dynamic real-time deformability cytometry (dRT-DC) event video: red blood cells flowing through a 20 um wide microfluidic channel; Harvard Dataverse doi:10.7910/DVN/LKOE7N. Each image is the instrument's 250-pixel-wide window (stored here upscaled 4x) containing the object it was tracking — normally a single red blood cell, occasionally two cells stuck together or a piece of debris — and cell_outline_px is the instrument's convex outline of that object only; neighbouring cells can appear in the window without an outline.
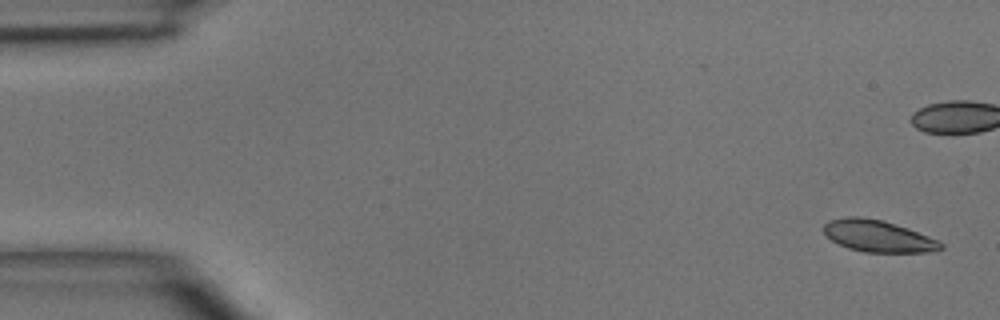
{"species": "common noctule bat (a hibernating species)", "species_latin": "Nyctalus noctula", "temperature_condition": "room temperature", "stored_images_in_passage": 6, "camera_frame_rate_fps": 3000, "um_per_image_px": 0.085, "animal": {"sex": "male", "body_mass_g": 15.6}, "frame": {"image": 1, "passage_image": 1, "time_ms": 0.0, "image_size_px": [1000, 320], "cell_outline_px": [[944, 248], [928, 252], [864, 252], [848, 248], [832, 240], [824, 232], [824, 224], [832, 220], [848, 216], [860, 216], [884, 220], [908, 228], [928, 236], [944, 244]], "centroid_in_image_um": [74.65, 20.06], "position_along_channel_um": 10.3, "area_um2": 21.5}}
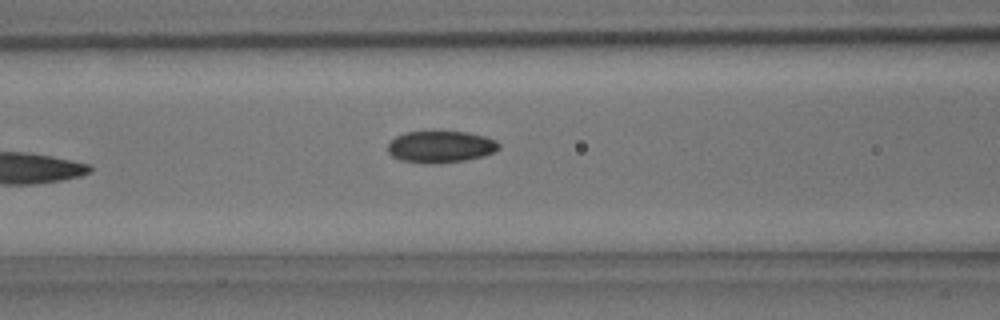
{"frame": {"image": 2, "passage_image": 6, "time_ms": 6.667, "image_size_px": [1000, 320], "cell_outline_px": [[500, 148], [484, 156], [464, 160], [424, 164], [400, 160], [392, 156], [388, 152], [388, 144], [396, 136], [404, 132], [468, 132], [484, 136], [496, 140], [500, 144]], "centroid_in_image_um": [37.44, 12.47], "position_along_channel_um": 129.2, "area_um2": 20.46}}